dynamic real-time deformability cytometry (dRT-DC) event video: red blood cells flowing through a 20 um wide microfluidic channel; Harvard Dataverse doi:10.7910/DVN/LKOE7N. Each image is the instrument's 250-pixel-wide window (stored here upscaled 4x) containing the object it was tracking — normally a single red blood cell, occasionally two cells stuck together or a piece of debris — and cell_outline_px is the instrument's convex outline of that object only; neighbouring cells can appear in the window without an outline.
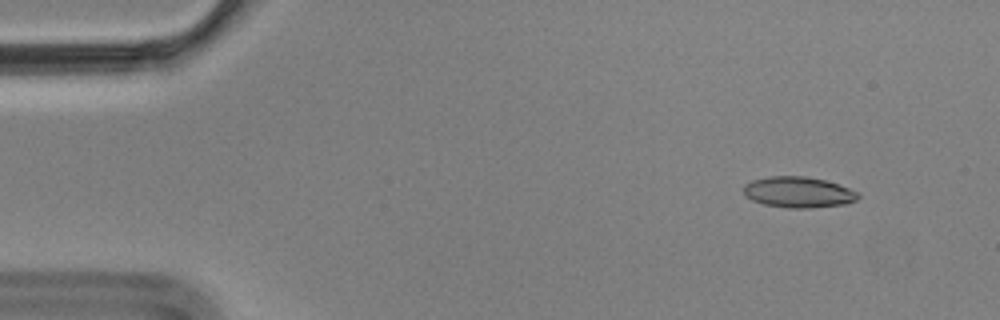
{"species": "Egyptian fruit bat (a non-hibernating species)", "species_latin": "Rousettus aegyptiacus", "temperature_condition": "cold", "stored_images_in_passage": 3, "camera_frame_rate_fps": 3000, "um_per_image_px": 0.085, "animal": {"sex": "male"}, "frame": {"image": 1, "passage_image": 1, "time_ms": 0.0, "image_size_px": [1000, 320], "cell_outline_px": [[860, 196], [856, 200], [844, 204], [808, 208], [788, 208], [764, 204], [752, 200], [744, 192], [744, 184], [752, 180], [768, 176], [804, 176], [824, 180], [860, 192]], "centroid_in_image_um": [67.86, 16.33], "position_along_channel_um": 17.1, "area_um2": 20.46}}
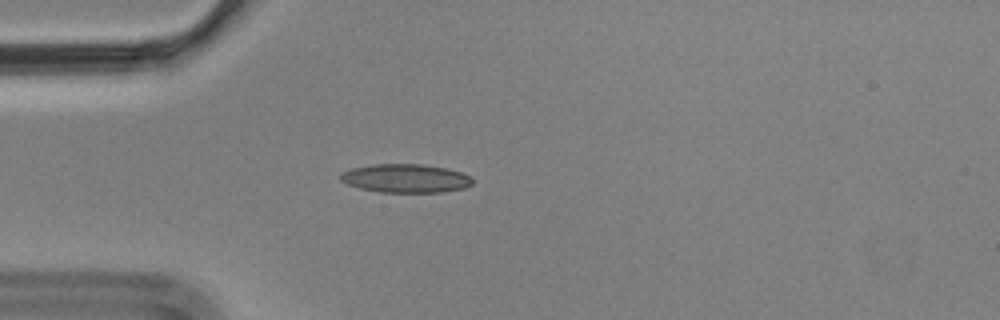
{"frame": {"image": 2, "passage_image": 3, "time_ms": 0.667, "image_size_px": [1000, 320], "cell_outline_px": [[472, 184], [464, 188], [444, 192], [380, 192], [360, 188], [348, 184], [340, 180], [340, 172], [352, 168], [372, 164], [424, 164], [448, 168], [460, 172], [468, 176], [472, 180]], "centroid_in_image_um": [34.46, 15.15], "position_along_channel_um": 50.5, "area_um2": 22.02}}